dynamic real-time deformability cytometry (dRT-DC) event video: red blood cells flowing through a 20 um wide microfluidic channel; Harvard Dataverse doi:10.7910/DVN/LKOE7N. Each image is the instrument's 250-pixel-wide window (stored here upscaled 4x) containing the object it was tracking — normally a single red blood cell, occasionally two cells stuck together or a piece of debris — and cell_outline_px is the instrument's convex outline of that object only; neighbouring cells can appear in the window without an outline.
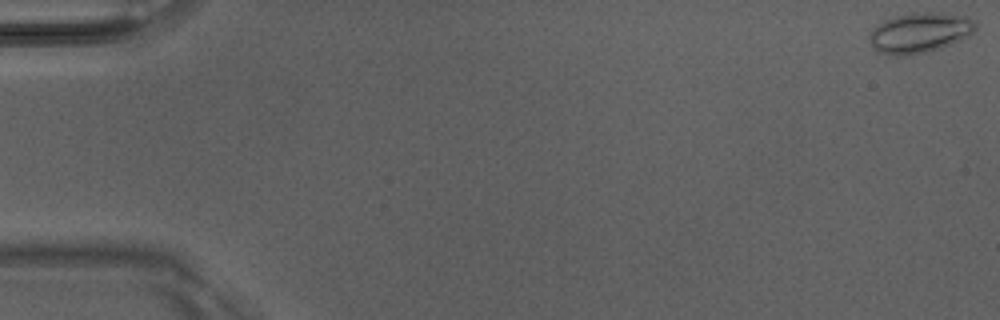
{"species": "Egyptian fruit bat (a non-hibernating species)", "species_latin": "Rousettus aegyptiacus", "temperature_condition": "room temperature", "stored_images_in_passage": 51, "camera_frame_rate_fps": 3000, "um_per_image_px": 0.085, "animal": {"sex": "male"}, "frame": {"image": 1, "passage_image": 1, "time_ms": 0.0, "image_size_px": [1000, 320], "cell_outline_px": [[976, 28], [968, 36], [960, 40], [940, 48], [924, 52], [896, 56], [876, 52], [872, 48], [868, 36], [872, 28], [884, 20], [892, 16], [912, 12], [944, 12], [968, 16], [976, 20]], "centroid_in_image_um": [78.16, 2.75], "position_along_channel_um": 6.8, "area_um2": 25.26}}
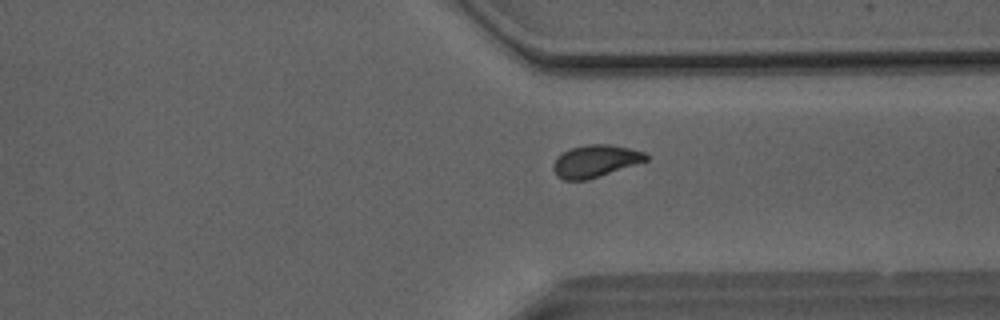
{"frame": {"image": 2, "passage_image": 39, "time_ms": 12.667, "image_size_px": [1000, 320], "cell_outline_px": [[648, 160], [588, 180], [564, 180], [556, 176], [552, 168], [552, 164], [564, 152], [572, 148], [584, 144], [608, 144], [628, 148], [644, 152], [648, 156]], "centroid_in_image_um": [50.59, 13.7], "position_along_channel_um": 360.8, "area_um2": 17.28}}
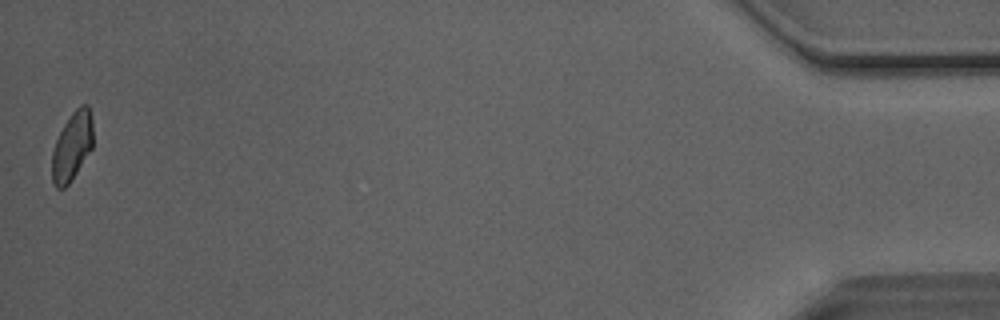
{"frame": {"image": 3, "passage_image": 51, "time_ms": 16.667, "image_size_px": [1000, 320], "cell_outline_px": [[92, 148], [72, 180], [64, 188], [56, 188], [52, 184], [52, 152], [56, 140], [64, 124], [72, 112], [80, 104], [88, 104], [92, 120]], "centroid_in_image_um": [6.12, 12.44], "position_along_channel_um": 429.1, "area_um2": 16.42}, "authors_computed_cell_mechanics": {"area_um2": 17.6868, "velocity_mm_per_s": 4.0803, "shape_relaxation_time_tau1_ms": 7.0424, "shape_relaxation_time_tau2_ms": 1.2012, "deformation_change_tau1": 0.1495, "deformation_change_tau2": 0.0673}}